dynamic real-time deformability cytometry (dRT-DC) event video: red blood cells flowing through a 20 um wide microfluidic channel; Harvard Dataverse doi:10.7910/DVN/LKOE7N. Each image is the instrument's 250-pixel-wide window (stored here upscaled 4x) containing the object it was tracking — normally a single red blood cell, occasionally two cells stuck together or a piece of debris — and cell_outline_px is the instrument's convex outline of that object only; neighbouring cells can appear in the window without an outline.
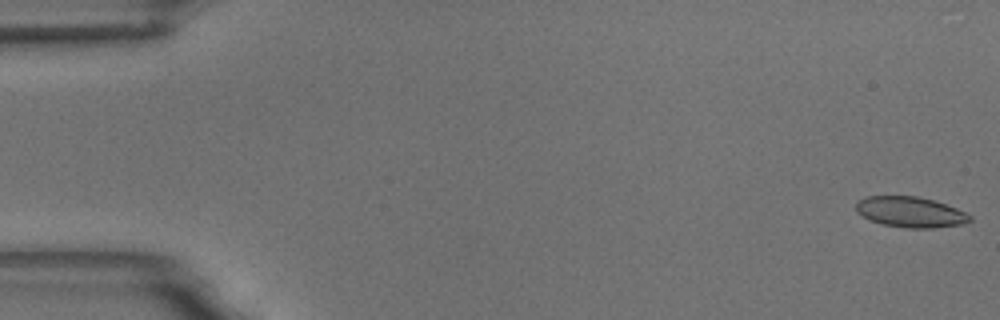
{"species": "common noctule bat (a hibernating species)", "species_latin": "Nyctalus noctula", "temperature_condition": "room temperature", "stored_images_in_passage": 13, "camera_frame_rate_fps": 3000, "um_per_image_px": 0.085, "animal": {"sex": "male", "body_mass_g": 18.8}, "frame": {"image": 1, "passage_image": 1, "time_ms": 0.0, "image_size_px": [1000, 320], "cell_outline_px": [[972, 220], [960, 224], [932, 228], [908, 228], [884, 224], [868, 220], [856, 212], [856, 204], [864, 196], [916, 196], [932, 200], [956, 208], [972, 216]], "centroid_in_image_um": [77.35, 18.02], "position_along_channel_um": 7.7, "area_um2": 20.11}}